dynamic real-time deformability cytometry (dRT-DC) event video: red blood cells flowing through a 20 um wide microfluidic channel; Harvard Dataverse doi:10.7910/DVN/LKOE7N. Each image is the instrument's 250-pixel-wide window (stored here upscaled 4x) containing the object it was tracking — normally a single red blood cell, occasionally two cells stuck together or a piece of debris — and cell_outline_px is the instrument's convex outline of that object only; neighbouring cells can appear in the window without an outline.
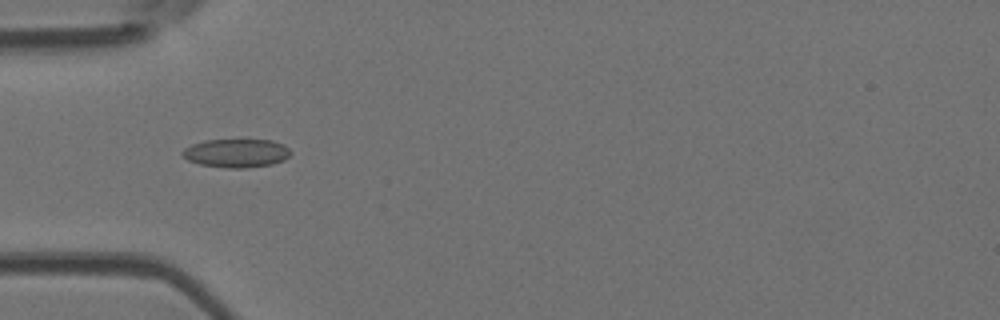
{"species": "Egyptian fruit bat (a non-hibernating species)", "species_latin": "Rousettus aegyptiacus", "temperature_condition": "room temperature", "stored_images_in_passage": 39, "camera_frame_rate_fps": 3000, "um_per_image_px": 0.085, "animal": {"sex": "female"}, "frame": {"image": 1, "passage_image": 10, "time_ms": 3.0, "image_size_px": [1000, 320], "cell_outline_px": [[292, 152], [284, 160], [272, 164], [244, 168], [228, 168], [200, 164], [188, 160], [180, 152], [184, 148], [192, 144], [204, 140], [272, 140], [284, 144]], "centroid_in_image_um": [20.09, 13.01], "position_along_channel_um": 64.9, "area_um2": 17.98}}
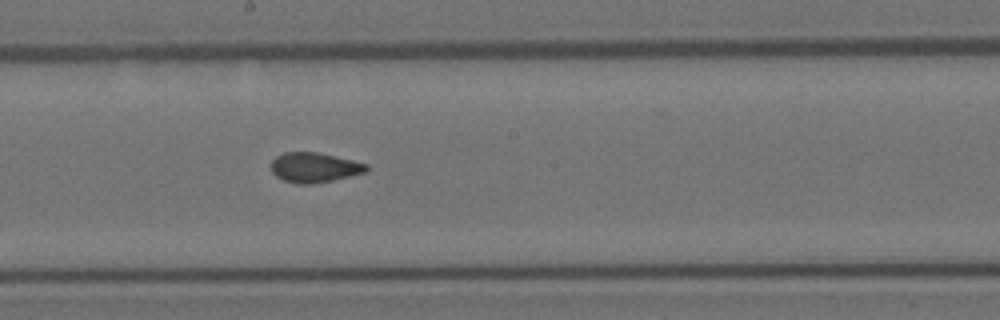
{"frame": {"image": 2, "passage_image": 22, "time_ms": 7.0, "image_size_px": [1000, 320], "cell_outline_px": [[368, 172], [332, 180], [312, 184], [296, 184], [284, 180], [276, 176], [272, 172], [272, 160], [276, 156], [284, 152], [316, 152], [352, 160], [368, 164]], "centroid_in_image_um": [26.73, 14.24], "position_along_channel_um": 221.5, "area_um2": 16.53}}
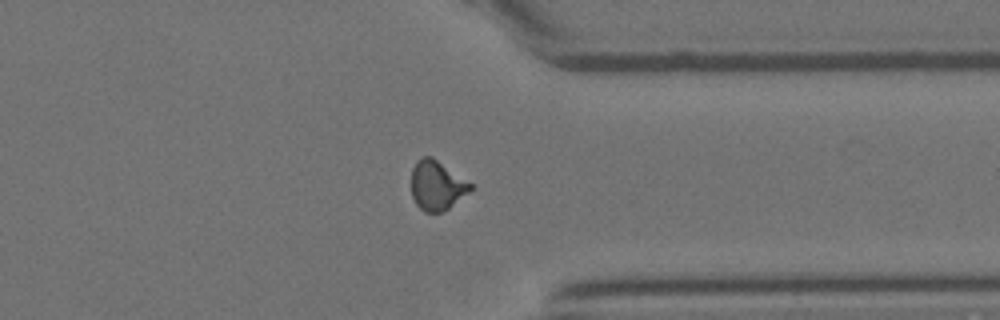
{"frame": {"image": 3, "passage_image": 34, "time_ms": 11.0, "image_size_px": [1000, 320], "cell_outline_px": [[472, 188], [468, 192], [448, 208], [440, 212], [424, 212], [416, 204], [412, 196], [412, 168], [416, 160], [420, 156], [432, 156], [472, 184]], "centroid_in_image_um": [37.1, 15.73], "position_along_channel_um": 374.3, "area_um2": 16.88}, "authors_computed_cell_mechanics": {"area_um2": 16.8776, "velocity_mm_per_s": 3.9186, "shape_relaxation_time_tau1_ms": null, "shape_relaxation_time_tau2_ms": 1.3863, "deformation_change_tau1": null, "deformation_change_tau2": 0.0604}}